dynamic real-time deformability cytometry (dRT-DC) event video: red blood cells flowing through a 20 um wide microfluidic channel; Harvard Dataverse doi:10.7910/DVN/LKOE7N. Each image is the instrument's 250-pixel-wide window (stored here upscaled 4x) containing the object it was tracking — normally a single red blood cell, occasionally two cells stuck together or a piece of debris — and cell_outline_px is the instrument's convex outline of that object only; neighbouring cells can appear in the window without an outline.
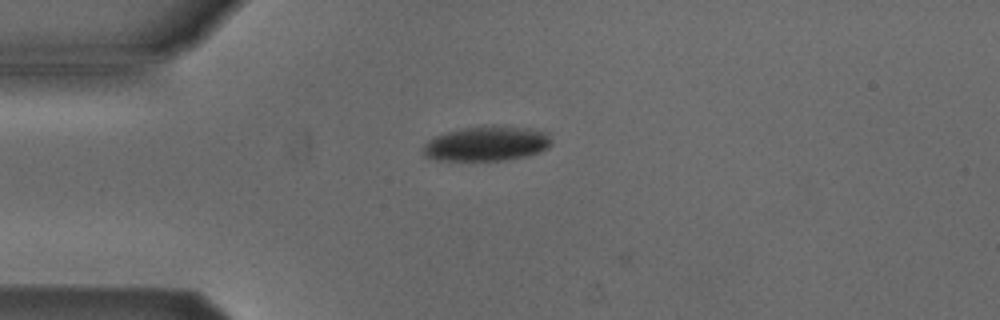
{"species": "Egyptian fruit bat (a non-hibernating species)", "species_latin": "Rousettus aegyptiacus", "temperature_condition": "cold", "stored_images_in_passage": 3, "camera_frame_rate_fps": 3000, "um_per_image_px": 0.085, "animal": {"sex": "male"}, "frame": {"image": 1, "passage_image": 2, "time_ms": 0.333, "image_size_px": [1000, 320], "cell_outline_px": [[548, 148], [540, 152], [528, 156], [504, 160], [436, 160], [424, 156], [424, 144], [428, 140], [436, 136], [448, 132], [464, 128], [516, 128], [544, 132], [548, 136]], "centroid_in_image_um": [41.29, 12.27], "position_along_channel_um": 43.7, "area_um2": 24.74}}